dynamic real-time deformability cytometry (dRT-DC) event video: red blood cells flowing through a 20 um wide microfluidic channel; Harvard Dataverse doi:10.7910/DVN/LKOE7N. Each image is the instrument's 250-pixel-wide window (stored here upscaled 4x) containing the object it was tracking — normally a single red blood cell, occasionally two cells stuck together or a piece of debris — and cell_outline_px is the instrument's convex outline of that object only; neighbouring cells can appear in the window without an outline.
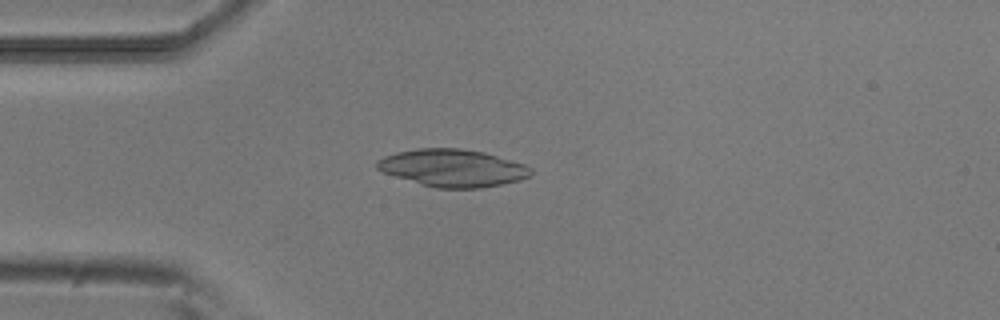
{"species": "common noctule bat (a hibernating species)", "species_latin": "Nyctalus noctula", "temperature_condition": "room temperature", "stored_images_in_passage": 42, "camera_frame_rate_fps": 3000, "um_per_image_px": 0.085, "animal": {"sex": "male", "body_mass_g": 20.5, "forearm_length_mm": 52.5}, "frame": {"image": 1, "passage_image": 4, "time_ms": 1.0, "image_size_px": [1000, 320], "cell_outline_px": [[532, 172], [528, 176], [520, 180], [480, 188], [436, 188], [396, 176], [384, 172], [376, 168], [376, 160], [384, 156], [396, 152], [416, 148], [460, 148], [484, 152], [524, 164], [532, 168]], "centroid_in_image_um": [38.46, 14.26], "position_along_channel_um": 46.5, "area_um2": 33.29}}
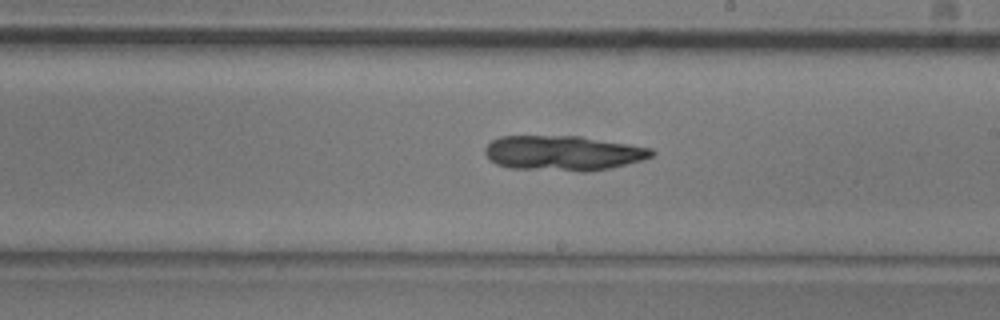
{"frame": {"image": 2, "passage_image": 20, "time_ms": 6.333, "image_size_px": [1000, 320], "cell_outline_px": [[656, 152], [652, 156], [644, 160], [608, 168], [588, 172], [580, 172], [508, 168], [496, 164], [484, 152], [484, 148], [492, 140], [500, 136], [580, 136], [652, 148]], "centroid_in_image_um": [47.87, 13.02], "position_along_channel_um": 241.1, "area_um2": 34.16}}
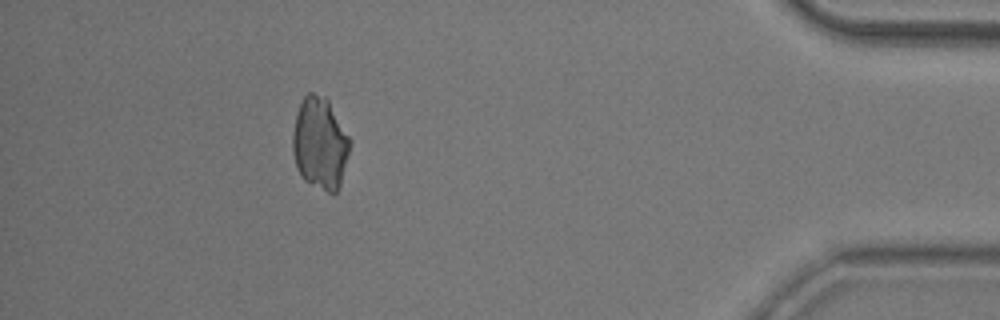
{"frame": {"image": 3, "passage_image": 37, "time_ms": 12.0, "image_size_px": [1000, 320], "cell_outline_px": [[352, 140], [340, 188], [336, 192], [328, 192], [304, 180], [300, 176], [296, 168], [292, 152], [292, 136], [296, 116], [300, 104], [304, 96], [308, 92], [312, 92], [324, 96], [328, 100]], "centroid_in_image_um": [27.2, 12.19], "position_along_channel_um": 408.0, "area_um2": 30.92}}